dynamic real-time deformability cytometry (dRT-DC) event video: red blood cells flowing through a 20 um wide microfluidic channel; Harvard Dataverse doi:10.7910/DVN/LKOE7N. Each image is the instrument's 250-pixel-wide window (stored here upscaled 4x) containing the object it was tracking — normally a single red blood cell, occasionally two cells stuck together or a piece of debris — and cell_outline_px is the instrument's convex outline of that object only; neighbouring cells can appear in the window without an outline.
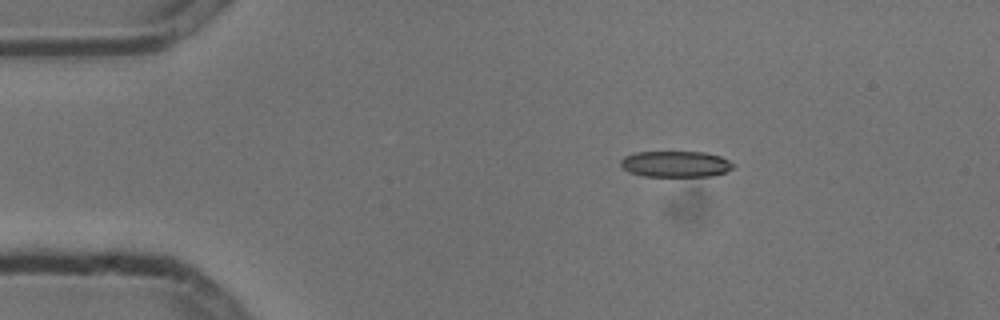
{"species": "common noctule bat (a hibernating species)", "species_latin": "Nyctalus noctula", "temperature_condition": "cold", "stored_images_in_passage": 2, "camera_frame_rate_fps": 3000, "um_per_image_px": 0.085, "animal": {"sex": "male", "body_mass_g": 13.3}, "frame": {"image": 1, "passage_image": 1, "time_ms": 0.0, "image_size_px": [1000, 320], "cell_outline_px": [[736, 164], [732, 168], [724, 172], [712, 176], [644, 176], [628, 172], [620, 164], [620, 160], [624, 156], [636, 152], [704, 152], [720, 156]], "centroid_in_image_um": [57.42, 13.94], "position_along_channel_um": 27.6, "area_um2": 17.11}}